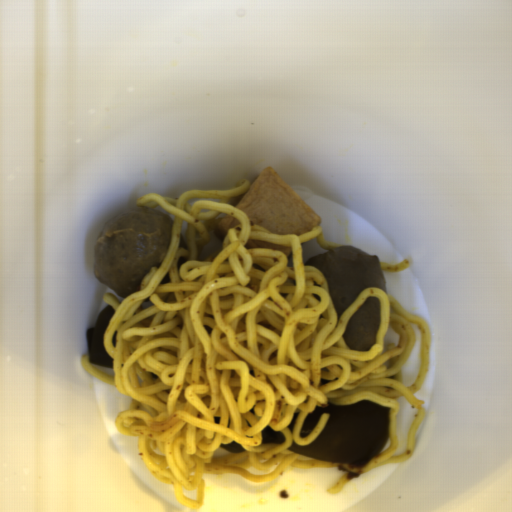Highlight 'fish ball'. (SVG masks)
Returning <instances> with one entry per match:
<instances>
[{"mask_svg": "<svg viewBox=\"0 0 512 512\" xmlns=\"http://www.w3.org/2000/svg\"><path fill=\"white\" fill-rule=\"evenodd\" d=\"M250 222L277 235H303L320 224V217L271 166H266L250 188L229 204Z\"/></svg>", "mask_w": 512, "mask_h": 512, "instance_id": "obj_1", "label": "fish ball"}, {"mask_svg": "<svg viewBox=\"0 0 512 512\" xmlns=\"http://www.w3.org/2000/svg\"><path fill=\"white\" fill-rule=\"evenodd\" d=\"M239 221L236 217L225 215L221 220L217 222L215 227L212 230L213 236L219 239L220 241H224L228 232L237 227Z\"/></svg>", "mask_w": 512, "mask_h": 512, "instance_id": "obj_2", "label": "fish ball"}, {"mask_svg": "<svg viewBox=\"0 0 512 512\" xmlns=\"http://www.w3.org/2000/svg\"><path fill=\"white\" fill-rule=\"evenodd\" d=\"M245 245L248 248L272 249V250L278 251L288 257L291 253L290 247H287V246H284L281 244H275V243H269V242H263V241H257V240H248Z\"/></svg>", "mask_w": 512, "mask_h": 512, "instance_id": "obj_3", "label": "fish ball"}]
</instances>
